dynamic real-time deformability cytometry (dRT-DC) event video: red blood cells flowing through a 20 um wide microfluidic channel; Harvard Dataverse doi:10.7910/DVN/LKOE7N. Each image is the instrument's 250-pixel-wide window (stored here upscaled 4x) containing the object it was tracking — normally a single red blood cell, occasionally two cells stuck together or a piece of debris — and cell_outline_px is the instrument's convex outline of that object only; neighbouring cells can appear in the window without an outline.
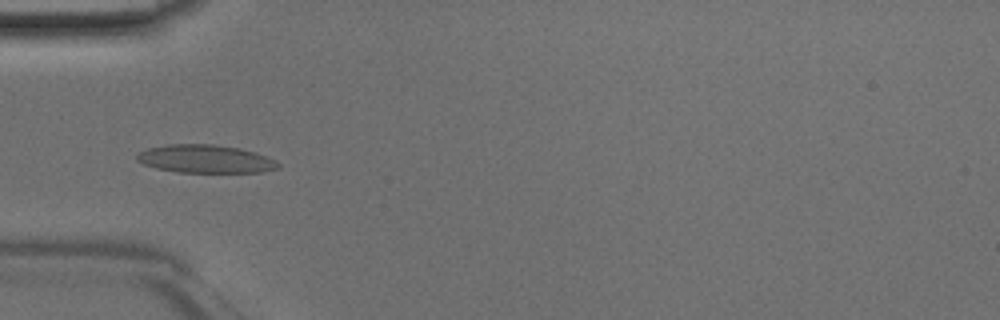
{"species": "Egyptian fruit bat (a non-hibernating species)", "species_latin": "Rousettus aegyptiacus", "temperature_condition": "room temperature", "stored_images_in_passage": 45, "camera_frame_rate_fps": 3000, "um_per_image_px": 0.085, "animal": {"sex": "male"}, "frame": {"image": 1, "passage_image": 14, "time_ms": 4.333, "image_size_px": [1000, 320], "cell_outline_px": [[280, 168], [260, 172], [180, 172], [156, 168], [144, 164], [136, 160], [136, 152], [148, 148], [168, 144], [212, 144], [240, 148], [256, 152], [276, 160], [280, 164]], "centroid_in_image_um": [17.46, 13.5], "position_along_channel_um": 67.5, "area_um2": 23.24}}
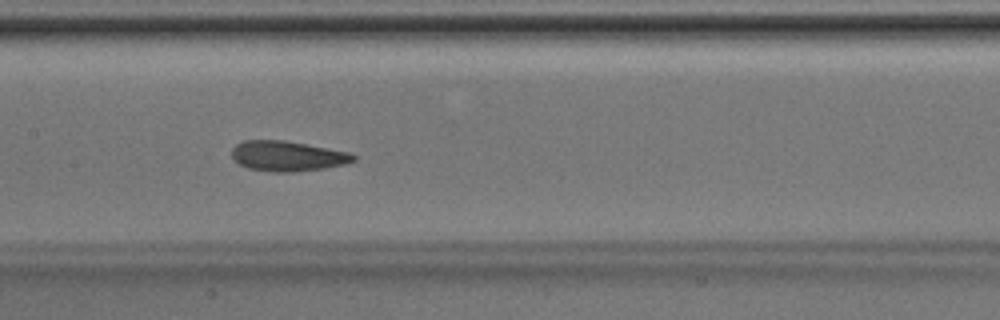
{"frame": {"image": 2, "passage_image": 22, "time_ms": 7.0, "image_size_px": [1000, 320], "cell_outline_px": [[356, 160], [344, 164], [324, 168], [292, 172], [272, 172], [248, 168], [240, 164], [232, 156], [232, 148], [236, 144], [244, 140], [284, 140], [348, 152], [356, 156]], "centroid_in_image_um": [24.42, 13.26], "position_along_channel_um": 183.0, "area_um2": 21.21}}
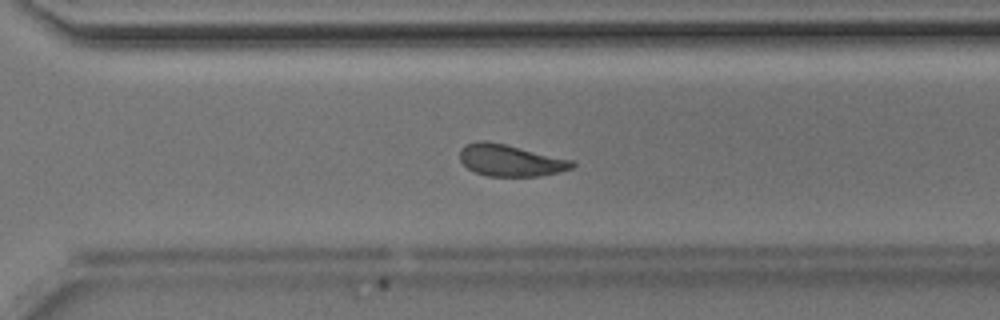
{"frame": {"image": 3, "passage_image": 32, "time_ms": 10.333, "image_size_px": [1000, 320], "cell_outline_px": [[576, 164], [572, 168], [540, 176], [488, 176], [476, 172], [468, 168], [460, 160], [460, 148], [464, 144], [476, 140], [484, 140], [504, 144], [572, 160]], "centroid_in_image_um": [43.33, 13.62], "position_along_channel_um": 327.3, "area_um2": 20.58}}